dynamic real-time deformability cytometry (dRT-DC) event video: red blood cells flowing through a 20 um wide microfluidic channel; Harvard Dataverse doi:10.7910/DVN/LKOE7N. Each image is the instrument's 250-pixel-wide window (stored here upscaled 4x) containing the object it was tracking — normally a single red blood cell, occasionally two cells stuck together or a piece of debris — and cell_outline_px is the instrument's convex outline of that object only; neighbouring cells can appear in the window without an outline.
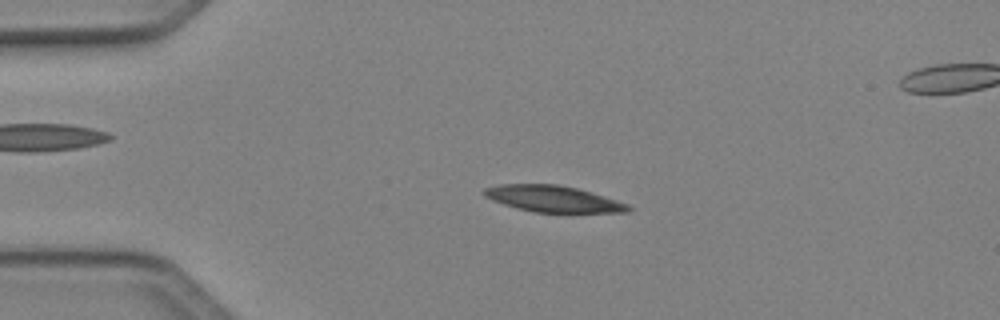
{"species": "Egyptian fruit bat (a non-hibernating species)", "species_latin": "Rousettus aegyptiacus", "temperature_condition": "cold", "stored_images_in_passage": 41, "camera_frame_rate_fps": 3000, "um_per_image_px": 0.085, "animal": {"sex": "female"}, "frame": {"image": 1, "passage_image": 5, "time_ms": 1.333, "image_size_px": [1000, 320], "cell_outline_px": [[632, 208], [628, 212], [532, 212], [516, 208], [492, 200], [484, 196], [480, 192], [484, 188], [500, 184], [556, 184], [576, 188], [604, 196], [628, 204]], "centroid_in_image_um": [46.96, 16.9], "position_along_channel_um": 38.0, "area_um2": 22.02}}
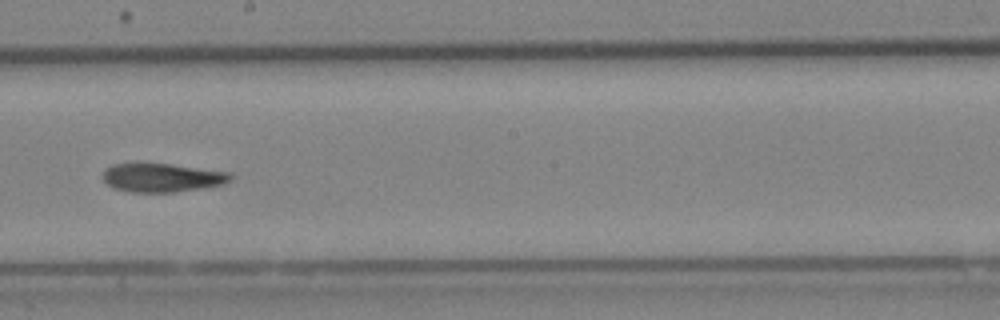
{"frame": {"image": 2, "passage_image": 22, "time_ms": 7.0, "image_size_px": [1000, 320], "cell_outline_px": [[232, 180], [224, 184], [176, 192], [128, 192], [116, 188], [108, 184], [104, 180], [104, 168], [112, 164], [132, 160], [136, 160], [172, 164], [232, 172]], "centroid_in_image_um": [13.74, 15.04], "position_along_channel_um": 234.5, "area_um2": 22.2}}
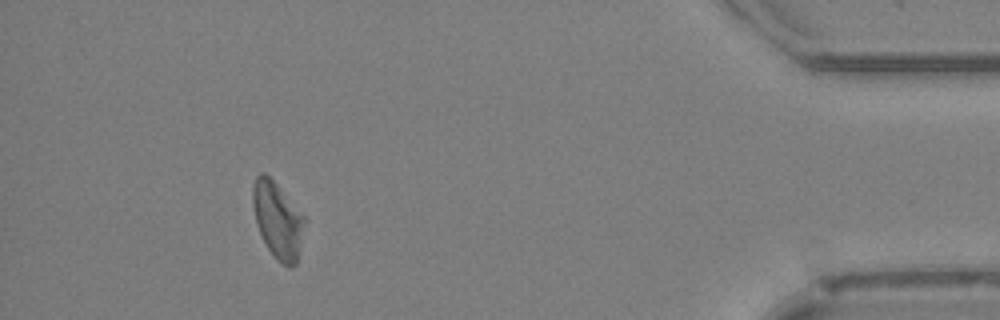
{"frame": {"image": 3, "passage_image": 39, "time_ms": 12.667, "image_size_px": [1000, 320], "cell_outline_px": [[304, 220], [296, 264], [292, 268], [288, 268], [268, 248], [256, 224], [252, 204], [252, 184], [256, 176], [260, 172], [264, 172], [276, 184], [304, 216]], "centroid_in_image_um": [23.55, 18.66], "position_along_channel_um": 411.6, "area_um2": 22.25}, "authors_computed_cell_mechanics": {"area_um2": 22.1952, "velocity_mm_per_s": 4.1196, "shape_relaxation_time_tau1_ms": 9.8714, "shape_relaxation_time_tau2_ms": 3.469, "deformation_change_tau1": 0.1825, "deformation_change_tau2": 0.1233}}